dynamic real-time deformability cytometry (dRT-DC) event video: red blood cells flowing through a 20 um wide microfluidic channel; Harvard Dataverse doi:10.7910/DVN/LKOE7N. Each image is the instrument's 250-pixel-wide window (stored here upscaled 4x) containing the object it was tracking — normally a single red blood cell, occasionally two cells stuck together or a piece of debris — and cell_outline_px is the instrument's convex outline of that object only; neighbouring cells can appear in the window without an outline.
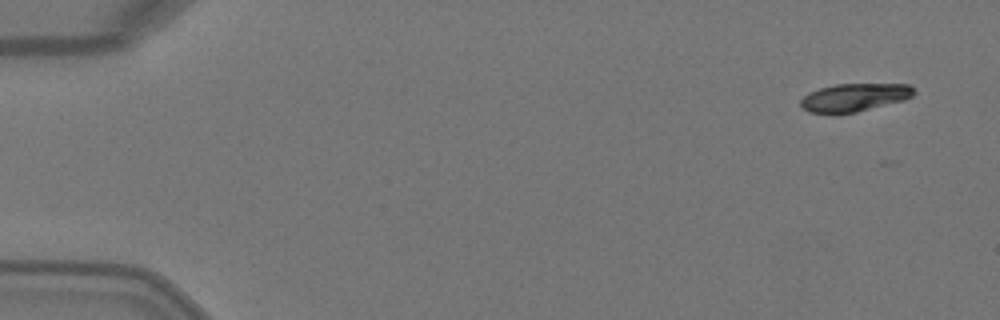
{"species": "Egyptian fruit bat (a non-hibernating species)", "species_latin": "Rousettus aegyptiacus", "temperature_condition": "warm", "stored_images_in_passage": 5, "camera_frame_rate_fps": 3000, "um_per_image_px": 0.085, "animal": {"sex": "female"}, "frame": {"image": 1, "passage_image": 1, "time_ms": 0.0, "image_size_px": [1000, 320], "cell_outline_px": [[916, 92], [912, 96], [904, 100], [856, 112], [832, 116], [808, 112], [800, 104], [800, 100], [808, 92], [820, 88], [836, 84], [908, 84], [916, 88]], "centroid_in_image_um": [72.59, 8.31], "position_along_channel_um": 12.4, "area_um2": 18.96}}
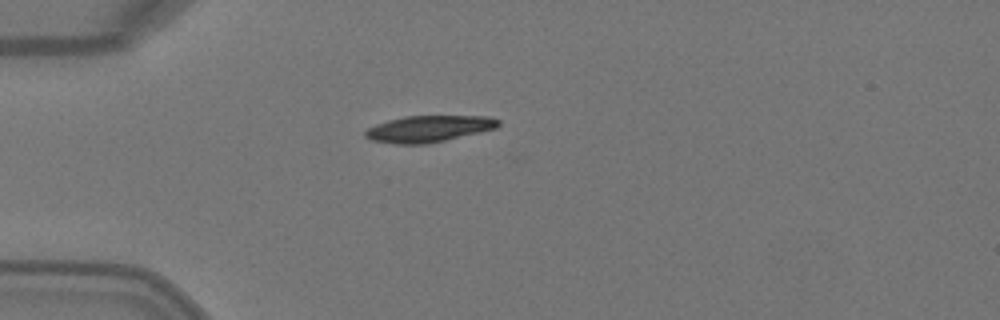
{"frame": {"image": 2, "passage_image": 4, "time_ms": 1.0, "image_size_px": [1000, 320], "cell_outline_px": [[500, 124], [496, 128], [444, 140], [424, 144], [392, 144], [372, 140], [364, 136], [364, 132], [368, 128], [376, 124], [388, 120], [404, 116], [488, 116], [500, 120]], "centroid_in_image_um": [36.41, 10.94], "position_along_channel_um": 48.6, "area_um2": 20.4}}